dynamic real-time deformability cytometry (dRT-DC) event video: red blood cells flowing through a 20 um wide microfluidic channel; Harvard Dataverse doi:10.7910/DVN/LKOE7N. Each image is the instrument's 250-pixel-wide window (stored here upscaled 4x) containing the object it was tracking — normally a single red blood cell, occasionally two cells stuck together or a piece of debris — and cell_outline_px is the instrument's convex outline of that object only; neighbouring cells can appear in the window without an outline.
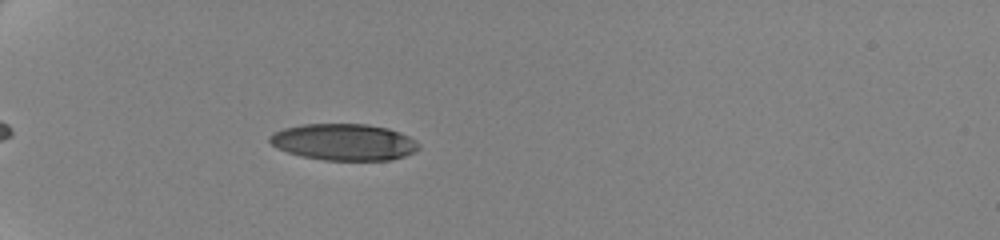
{"species": "human", "species_latin": "Homo sapiens", "temperature_condition": "cold", "stored_images_in_passage": 23, "camera_frame_rate_fps": 3000, "um_per_image_px": 0.085, "donor": {"sex": "female"}, "frame": {"image": 1, "passage_image": 5, "time_ms": 2.333, "image_size_px": [1000, 240], "cell_outline_px": [[420, 148], [416, 152], [392, 160], [324, 160], [304, 156], [288, 152], [272, 144], [268, 140], [268, 136], [272, 132], [284, 128], [304, 124], [368, 124], [388, 128], [400, 132], [416, 140], [420, 144]], "centroid_in_image_um": [29.27, 12.07], "position_along_channel_um": 55.7, "area_um2": 31.85}}
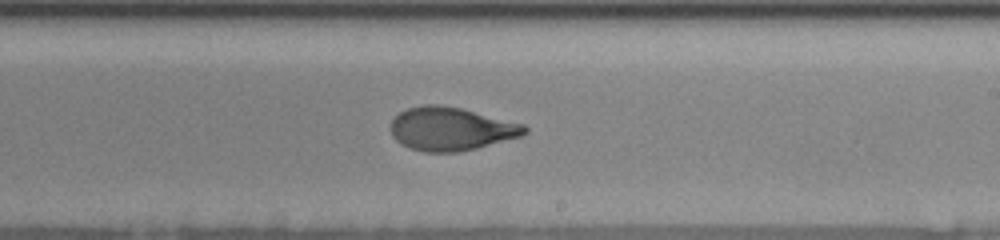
{"frame": {"image": 2, "passage_image": 11, "time_ms": 8.667, "image_size_px": [1000, 240], "cell_outline_px": [[528, 132], [520, 136], [476, 148], [460, 152], [424, 152], [400, 144], [392, 136], [392, 120], [400, 112], [408, 108], [424, 104], [436, 104], [460, 108], [524, 124], [528, 128]], "centroid_in_image_um": [38.33, 10.95], "position_along_channel_um": 250.7, "area_um2": 33.52}}
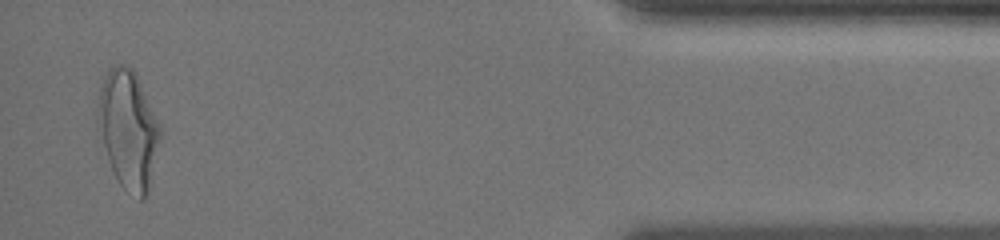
{"frame": {"image": 3, "passage_image": 23, "time_ms": 15.0, "image_size_px": [1000, 240], "cell_outline_px": [[160, 136], [148, 192], [140, 200], [124, 188], [116, 180], [104, 144], [96, 116], [96, 108], [100, 88], [104, 76], [112, 64], [120, 64], [132, 68], [160, 124]], "centroid_in_image_um": [10.88, 10.97], "position_along_channel_um": 424.3, "area_um2": 42.08}, "authors_computed_cell_mechanics": {"area_um2": 34.0442, "velocity_mm_per_s": 3.5188, "shape_relaxation_time_tau1_ms": 5.0757, "shape_relaxation_time_tau2_ms": 0.7194, "deformation_change_tau1": 0.1855, "deformation_change_tau2": 0.0553}}